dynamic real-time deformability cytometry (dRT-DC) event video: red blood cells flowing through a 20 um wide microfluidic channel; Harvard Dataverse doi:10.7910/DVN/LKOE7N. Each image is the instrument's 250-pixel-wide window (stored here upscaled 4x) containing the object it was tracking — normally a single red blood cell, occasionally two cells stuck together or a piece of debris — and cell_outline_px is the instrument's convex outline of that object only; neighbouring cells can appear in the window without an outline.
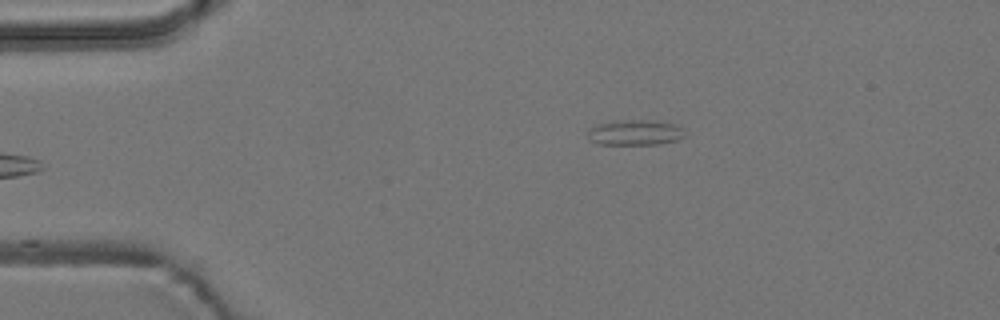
{"species": "common noctule bat (a hibernating species)", "species_latin": "Nyctalus noctula", "temperature_condition": "room temperature", "stored_images_in_passage": 7, "camera_frame_rate_fps": 3000, "um_per_image_px": 0.085, "animal": {"sex": "male", "body_mass_g": 19.2, "forearm_length_mm": 51.8}, "frame": {"image": 1, "passage_image": 7, "time_ms": 2.0, "image_size_px": [1000, 320], "cell_outline_px": [[688, 136], [676, 140], [660, 144], [600, 144], [588, 140], [588, 132], [596, 124], [612, 120], [652, 120], [672, 124], [680, 128]], "centroid_in_image_um": [53.96, 11.26], "position_along_channel_um": 31.0, "area_um2": 14.39}}